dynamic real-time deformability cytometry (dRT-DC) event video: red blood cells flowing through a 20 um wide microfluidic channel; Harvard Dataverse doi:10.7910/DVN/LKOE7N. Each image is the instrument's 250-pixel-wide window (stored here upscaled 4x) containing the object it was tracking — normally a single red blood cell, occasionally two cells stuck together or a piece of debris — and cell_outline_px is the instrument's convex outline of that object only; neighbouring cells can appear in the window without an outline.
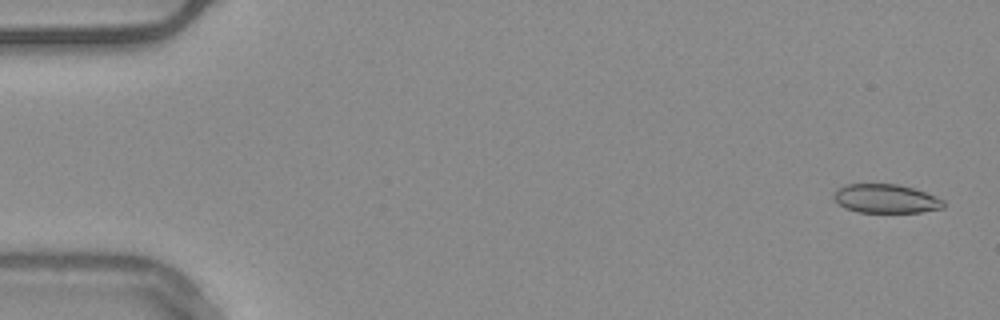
{"species": "common noctule bat (a hibernating species)", "species_latin": "Nyctalus noctula", "temperature_condition": "warm", "stored_images_in_passage": 54, "camera_frame_rate_fps": 3000, "um_per_image_px": 0.085, "animal": {"sex": "male", "body_mass_g": 20.4}, "frame": {"image": 1, "passage_image": 2, "time_ms": 0.333, "image_size_px": [1000, 320], "cell_outline_px": [[944, 208], [920, 212], [860, 212], [844, 208], [832, 196], [836, 188], [844, 184], [896, 184], [912, 188], [936, 196], [944, 200]], "centroid_in_image_um": [75.28, 16.88], "position_along_channel_um": 9.7, "area_um2": 18.44}}
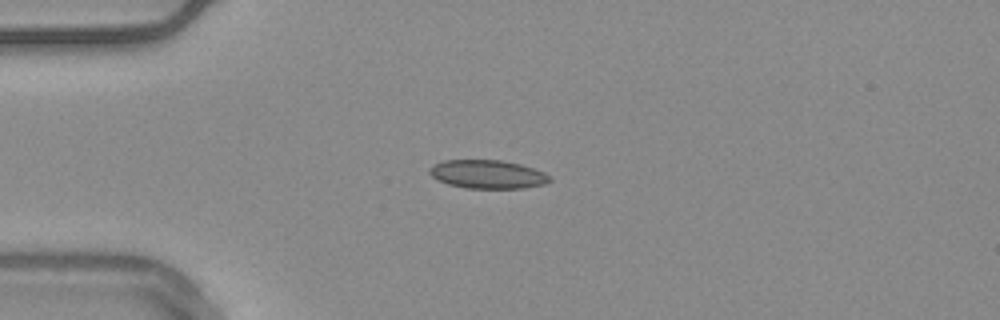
{"frame": {"image": 2, "passage_image": 14, "time_ms": 4.333, "image_size_px": [1000, 320], "cell_outline_px": [[552, 180], [544, 184], [524, 188], [464, 188], [448, 184], [432, 176], [428, 172], [428, 168], [432, 164], [444, 160], [500, 160], [520, 164], [544, 172], [552, 176]], "centroid_in_image_um": [41.44, 14.81], "position_along_channel_um": 43.6, "area_um2": 20.06}}
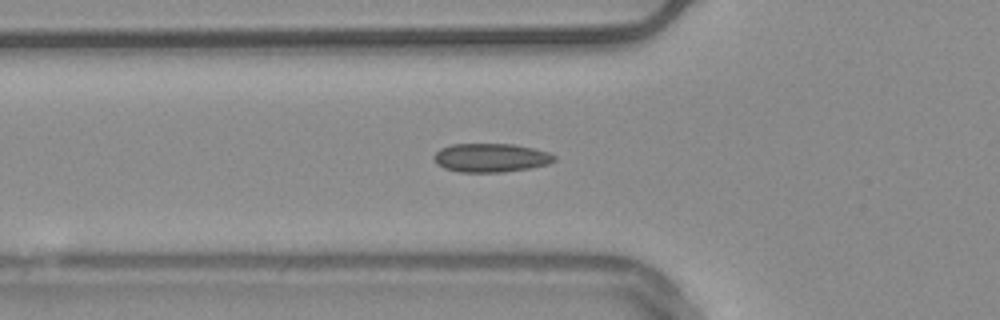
{"frame": {"image": 3, "passage_image": 19, "time_ms": 6.0, "image_size_px": [1000, 320], "cell_outline_px": [[556, 160], [548, 164], [528, 168], [504, 172], [460, 172], [444, 168], [436, 164], [432, 156], [440, 148], [452, 144], [512, 144], [532, 148], [548, 152], [556, 156]], "centroid_in_image_um": [41.69, 13.41], "position_along_channel_um": 84.1, "area_um2": 20.17}, "authors_computed_cell_mechanics": {"area_um2": 19.1318, "velocity_mm_per_s": 3.7795, "shape_relaxation_time_tau1_ms": null, "shape_relaxation_time_tau2_ms": 3.7786, "deformation_change_tau1": null, "deformation_change_tau2": 0.0778}}